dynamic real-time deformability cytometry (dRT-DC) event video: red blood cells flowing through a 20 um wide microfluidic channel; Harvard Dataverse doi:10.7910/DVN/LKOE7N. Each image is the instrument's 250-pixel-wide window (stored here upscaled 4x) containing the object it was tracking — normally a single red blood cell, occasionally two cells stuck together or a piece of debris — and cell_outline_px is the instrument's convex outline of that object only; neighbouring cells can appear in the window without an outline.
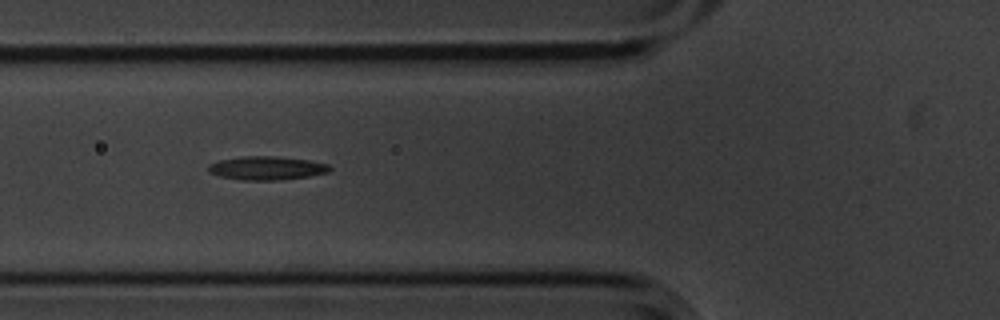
{"species": "common noctule bat (a hibernating species)", "species_latin": "Nyctalus noctula", "temperature_condition": "cold", "stored_images_in_passage": 40, "camera_frame_rate_fps": 3000, "um_per_image_px": 0.085, "animal": {"sex": "male", "body_mass_g": 20.1, "forearm_length_mm": 53.5}, "frame": {"image": 1, "passage_image": 4, "time_ms": 1.0, "image_size_px": [1000, 320], "cell_outline_px": [[332, 168], [328, 172], [308, 176], [276, 180], [244, 180], [220, 176], [208, 172], [208, 164], [220, 160], [244, 156], [272, 156], [308, 160], [328, 164]], "centroid_in_image_um": [22.65, 14.28], "position_along_channel_um": 103.1, "area_um2": 16.47}}
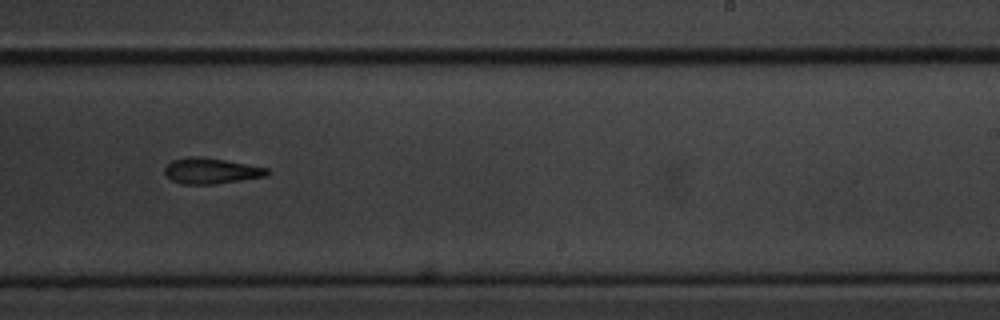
{"frame": {"image": 2, "passage_image": 18, "time_ms": 5.667, "image_size_px": [1000, 320], "cell_outline_px": [[272, 172], [268, 176], [216, 184], [180, 184], [172, 180], [164, 172], [164, 168], [172, 160], [188, 156], [200, 156], [224, 160], [268, 168]], "centroid_in_image_um": [17.96, 14.52], "position_along_channel_um": 271.0, "area_um2": 15.49}}
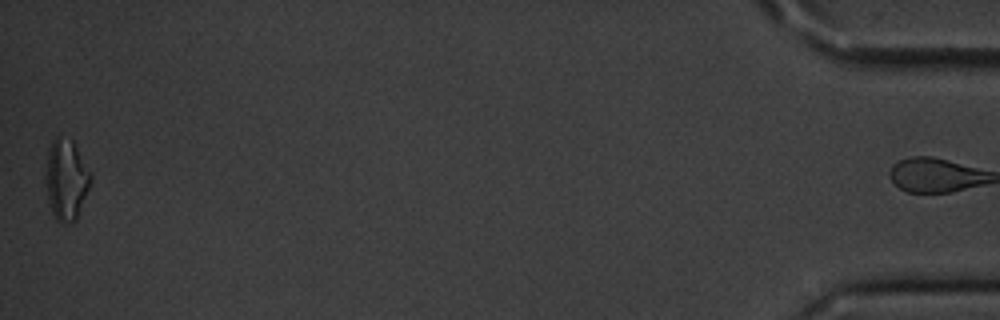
{"frame": {"image": 3, "passage_image": 39, "time_ms": 12.667, "image_size_px": [1000, 320], "cell_outline_px": [[92, 180], [76, 220], [72, 224], [64, 224], [56, 220], [52, 212], [48, 200], [44, 180], [44, 172], [48, 148], [52, 140], [56, 136], [72, 140], [92, 176]], "centroid_in_image_um": [5.59, 15.29], "position_along_channel_um": 429.6, "area_um2": 21.44}, "authors_computed_cell_mechanics": {"area_um2": 16.1262, "velocity_mm_per_s": 3.5926, "shape_relaxation_time_tau1_ms": 4.3689, "shape_relaxation_time_tau2_ms": 7.1392, "deformation_change_tau1": 0.121, "deformation_change_tau2": 0.196}}